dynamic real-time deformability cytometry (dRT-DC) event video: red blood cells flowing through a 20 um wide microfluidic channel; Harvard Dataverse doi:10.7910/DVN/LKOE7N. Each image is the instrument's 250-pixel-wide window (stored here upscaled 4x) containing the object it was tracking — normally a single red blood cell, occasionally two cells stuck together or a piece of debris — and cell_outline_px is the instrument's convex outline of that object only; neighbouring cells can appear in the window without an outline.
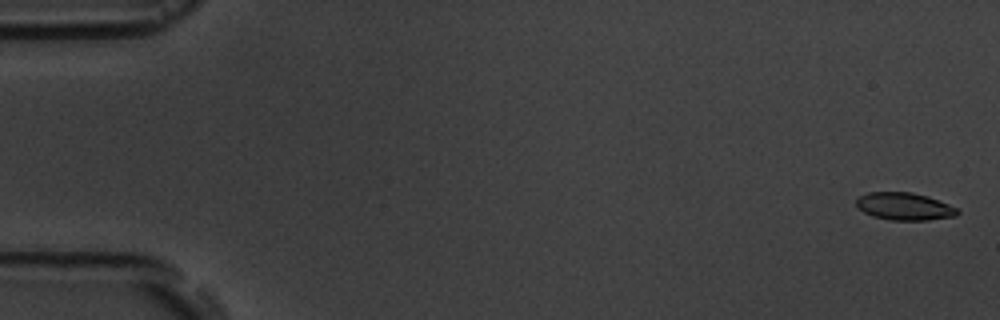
{"species": "common noctule bat (a hibernating species)", "species_latin": "Nyctalus noctula", "temperature_condition": "room temperature", "stored_images_in_passage": 6, "camera_frame_rate_fps": 3000, "um_per_image_px": 0.085, "animal": {"sex": "male", "body_mass_g": 19.5, "forearm_length_mm": 54.6}, "frame": {"image": 1, "passage_image": 1, "time_ms": 0.0, "image_size_px": [1000, 320], "cell_outline_px": [[960, 212], [956, 216], [928, 220], [888, 220], [872, 216], [864, 212], [856, 204], [856, 200], [860, 196], [868, 192], [912, 192], [928, 196], [948, 204], [956, 208]], "centroid_in_image_um": [76.88, 17.54], "position_along_channel_um": 8.1, "area_um2": 16.18}}
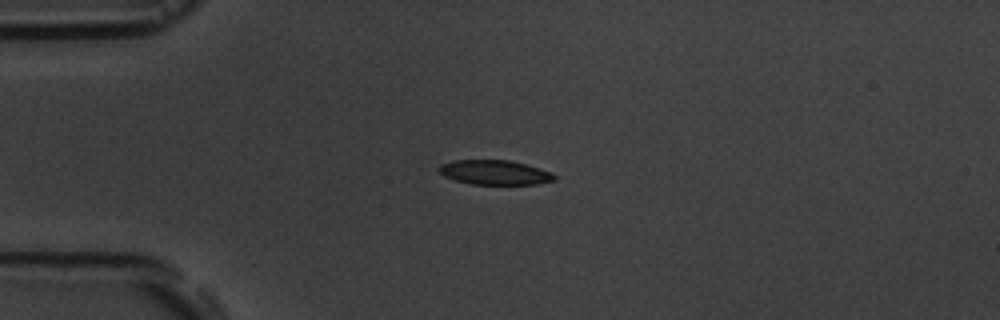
{"frame": {"image": 2, "passage_image": 5, "time_ms": 4.333, "image_size_px": [1000, 320], "cell_outline_px": [[556, 180], [536, 184], [472, 184], [456, 180], [444, 176], [436, 168], [440, 164], [452, 160], [508, 160], [524, 164], [552, 172], [556, 176]], "centroid_in_image_um": [42.03, 14.65], "position_along_channel_um": 43.0, "area_um2": 16.47}}